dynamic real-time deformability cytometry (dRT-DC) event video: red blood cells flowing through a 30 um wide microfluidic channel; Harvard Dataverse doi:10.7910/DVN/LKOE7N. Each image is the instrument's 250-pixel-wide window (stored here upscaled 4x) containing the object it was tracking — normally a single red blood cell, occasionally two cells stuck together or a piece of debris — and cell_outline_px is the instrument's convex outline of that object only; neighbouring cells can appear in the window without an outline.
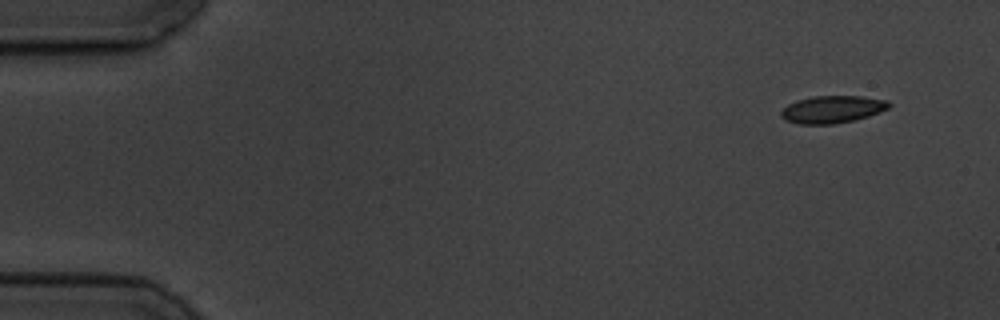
{"species": "common noctule bat (a hibernating species)", "species_latin": "Nyctalus noctula", "temperature_condition": "cold", "stored_images_in_passage": 6, "camera_frame_rate_fps": 3000, "um_per_image_px": 0.085, "animal": {"sex": "male", "body_mass_g": 19.5, "forearm_length_mm": 54.6}, "frame": {"image": 1, "passage_image": 1, "time_ms": 0.0, "image_size_px": [1000, 320], "cell_outline_px": [[892, 104], [888, 108], [880, 112], [868, 116], [852, 120], [832, 124], [800, 124], [784, 120], [780, 116], [780, 112], [788, 104], [796, 100], [812, 96], [860, 96], [888, 100]], "centroid_in_image_um": [70.73, 9.29], "position_along_channel_um": 14.3, "area_um2": 17.22}}
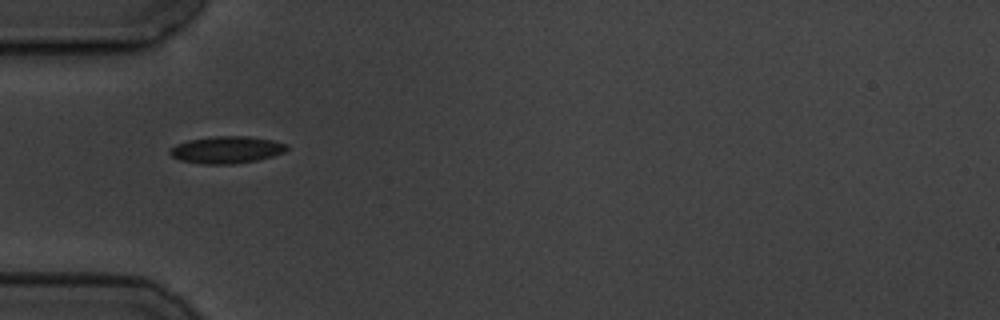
{"frame": {"image": 2, "passage_image": 5, "time_ms": 4.667, "image_size_px": [1000, 320], "cell_outline_px": [[288, 148], [284, 152], [272, 156], [256, 160], [232, 164], [200, 164], [180, 160], [172, 156], [168, 152], [176, 144], [188, 140], [216, 136], [248, 136], [272, 140], [288, 144]], "centroid_in_image_um": [19.26, 12.73], "position_along_channel_um": 65.7, "area_um2": 18.38}}
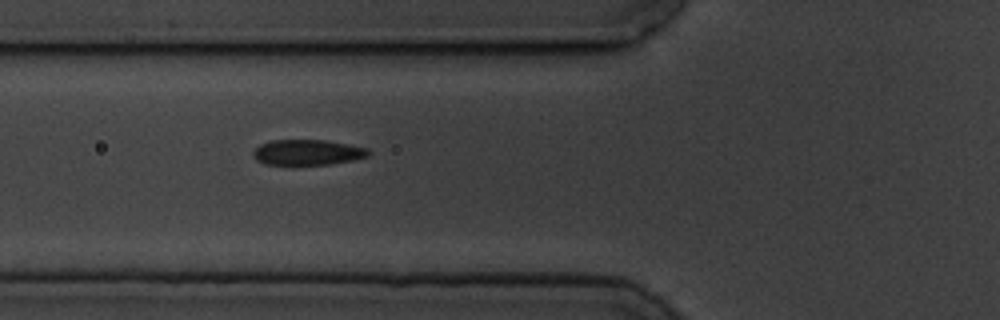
{"frame": {"image": 3, "passage_image": 6, "time_ms": 5.667, "image_size_px": [1000, 320], "cell_outline_px": [[372, 152], [368, 156], [352, 160], [332, 164], [292, 168], [264, 164], [256, 160], [252, 156], [252, 152], [260, 144], [272, 140], [324, 140], [348, 144], [368, 148]], "centroid_in_image_um": [26.08, 13.0], "position_along_channel_um": 99.7, "area_um2": 18.09}}